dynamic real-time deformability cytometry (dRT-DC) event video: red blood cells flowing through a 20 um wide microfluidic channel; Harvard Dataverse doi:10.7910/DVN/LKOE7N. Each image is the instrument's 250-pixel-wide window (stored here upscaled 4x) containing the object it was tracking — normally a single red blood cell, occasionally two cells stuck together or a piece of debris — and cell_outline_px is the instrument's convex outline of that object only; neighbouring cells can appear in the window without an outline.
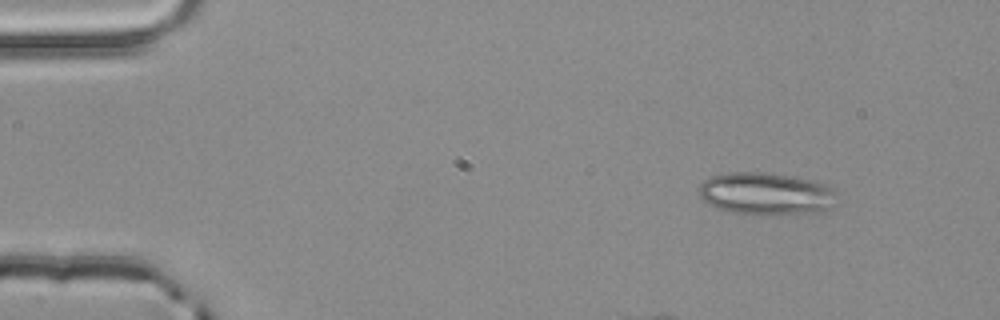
{"species": "common noctule bat (a hibernating species)", "species_latin": "Nyctalus noctula", "temperature_condition": "room temperature", "stored_images_in_passage": 4, "camera_frame_rate_fps": 3000, "um_per_image_px": 0.085, "animal": {"sex": "male", "body_mass_g": 20.4}, "frame": {"image": 1, "passage_image": 1, "time_ms": 0.0, "image_size_px": [1000, 320], "cell_outline_px": [[836, 192], [828, 208], [820, 212], [732, 212], [716, 208], [708, 204], [700, 196], [700, 184], [704, 180], [712, 176], [732, 172], [760, 172], [788, 176], [812, 180], [828, 184], [836, 188]], "centroid_in_image_um": [65.09, 16.42], "position_along_channel_um": 19.9, "area_um2": 32.89}}